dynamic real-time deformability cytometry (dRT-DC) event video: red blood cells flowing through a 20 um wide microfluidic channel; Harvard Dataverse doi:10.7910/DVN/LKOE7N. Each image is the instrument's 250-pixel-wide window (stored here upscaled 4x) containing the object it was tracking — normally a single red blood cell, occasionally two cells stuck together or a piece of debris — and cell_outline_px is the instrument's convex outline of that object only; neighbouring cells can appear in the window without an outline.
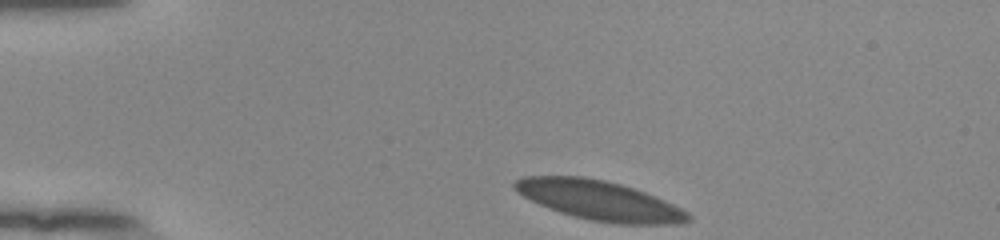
{"species": "human", "species_latin": "Homo sapiens", "temperature_condition": "room temperature", "stored_images_in_passage": 44, "camera_frame_rate_fps": 3000, "um_per_image_px": 0.085, "donor": {"sex": "female"}, "frame": {"image": 1, "passage_image": 1, "time_ms": 0.0, "image_size_px": [1000, 240], "cell_outline_px": [[692, 220], [680, 224], [616, 224], [588, 220], [560, 212], [540, 204], [524, 196], [512, 188], [512, 184], [516, 180], [524, 176], [580, 176], [604, 180], [620, 184], [644, 192], [664, 200], [688, 212], [692, 216]], "centroid_in_image_um": [50.96, 17.04], "position_along_channel_um": 34.0, "area_um2": 39.77}}
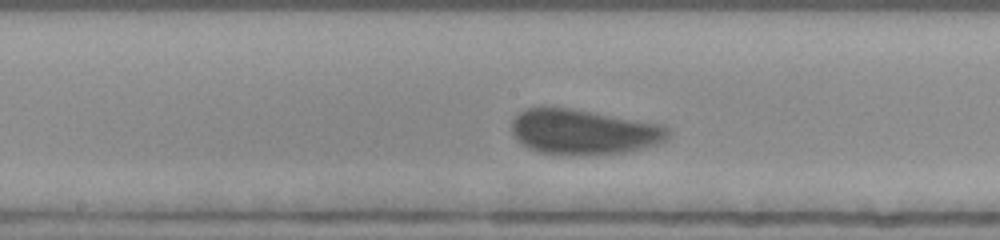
{"frame": {"image": 2, "passage_image": 19, "time_ms": 6.0, "image_size_px": [1000, 240], "cell_outline_px": [[668, 136], [660, 144], [624, 152], [572, 156], [540, 152], [528, 148], [516, 140], [512, 132], [512, 120], [524, 108], [568, 108], [664, 124], [668, 128]], "centroid_in_image_um": [49.6, 11.22], "position_along_channel_um": 198.6, "area_um2": 41.15}}
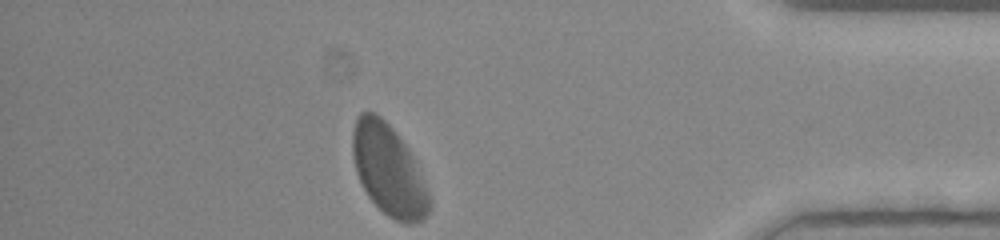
{"frame": {"image": 3, "passage_image": 38, "time_ms": 12.333, "image_size_px": [1000, 240], "cell_outline_px": [[432, 208], [420, 220], [408, 224], [404, 224], [388, 216], [368, 196], [356, 172], [352, 156], [352, 132], [356, 116], [360, 112], [376, 112], [396, 132], [412, 152], [416, 160], [432, 200]], "centroid_in_image_um": [33.04, 14.44], "position_along_channel_um": 402.2, "area_um2": 40.98}}